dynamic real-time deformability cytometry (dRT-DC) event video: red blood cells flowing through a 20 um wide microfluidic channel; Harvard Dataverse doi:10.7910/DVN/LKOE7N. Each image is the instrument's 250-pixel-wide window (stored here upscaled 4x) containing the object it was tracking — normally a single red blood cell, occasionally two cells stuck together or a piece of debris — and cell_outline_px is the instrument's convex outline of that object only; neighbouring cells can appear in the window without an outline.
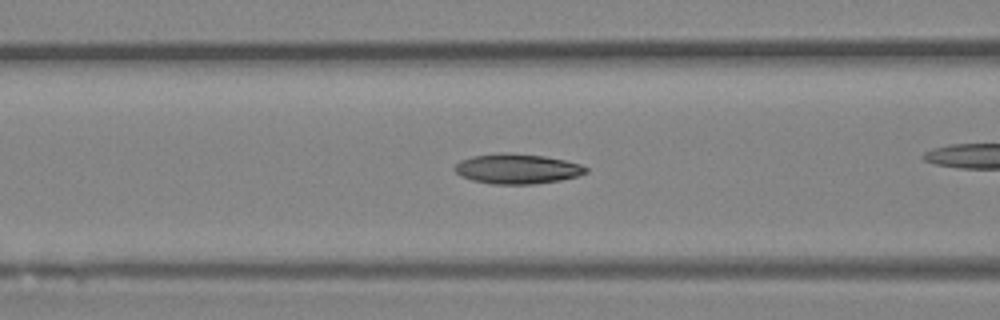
{"species": "Egyptian fruit bat (a non-hibernating species)", "species_latin": "Rousettus aegyptiacus", "temperature_condition": "room temperature", "stored_images_in_passage": 37, "camera_frame_rate_fps": 3000, "um_per_image_px": 0.085, "animal": {"sex": "female"}, "frame": {"image": 1, "passage_image": 19, "time_ms": 6.0, "image_size_px": [1000, 320], "cell_outline_px": [[588, 172], [576, 176], [560, 180], [532, 184], [492, 184], [472, 180], [460, 176], [452, 168], [460, 160], [472, 156], [500, 152], [512, 152], [544, 156], [564, 160], [580, 164], [588, 168]], "centroid_in_image_um": [43.92, 14.34], "position_along_channel_um": 122.7, "area_um2": 23.06}}
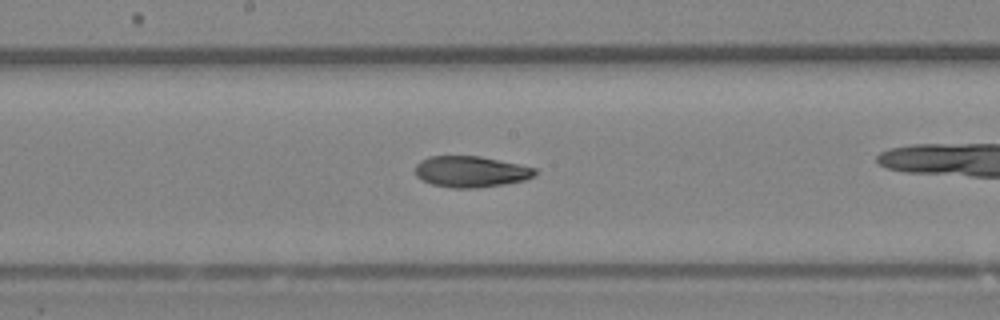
{"frame": {"image": 2, "passage_image": 25, "time_ms": 8.0, "image_size_px": [1000, 320], "cell_outline_px": [[536, 172], [532, 176], [524, 180], [504, 184], [476, 188], [452, 188], [432, 184], [416, 176], [416, 164], [420, 160], [428, 156], [480, 156], [536, 168]], "centroid_in_image_um": [39.99, 14.58], "position_along_channel_um": 208.2, "area_um2": 21.56}}
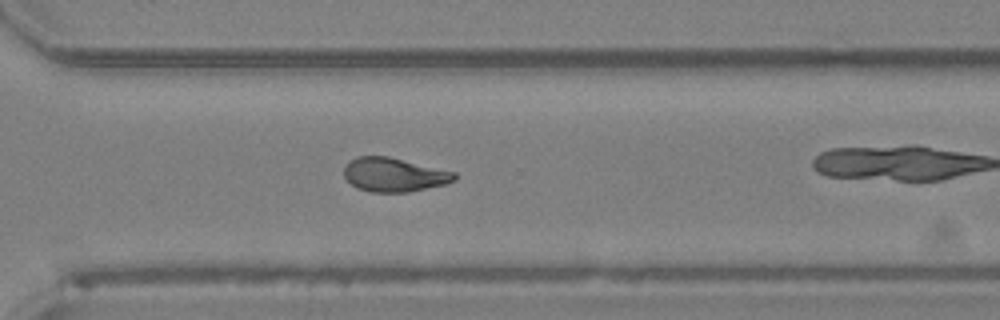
{"frame": {"image": 3, "passage_image": 34, "time_ms": 11.0, "image_size_px": [1000, 320], "cell_outline_px": [[456, 180], [448, 184], [408, 192], [368, 192], [356, 188], [344, 176], [344, 168], [348, 160], [360, 156], [388, 156], [456, 172]], "centroid_in_image_um": [33.5, 14.86], "position_along_channel_um": 337.1, "area_um2": 22.02}}